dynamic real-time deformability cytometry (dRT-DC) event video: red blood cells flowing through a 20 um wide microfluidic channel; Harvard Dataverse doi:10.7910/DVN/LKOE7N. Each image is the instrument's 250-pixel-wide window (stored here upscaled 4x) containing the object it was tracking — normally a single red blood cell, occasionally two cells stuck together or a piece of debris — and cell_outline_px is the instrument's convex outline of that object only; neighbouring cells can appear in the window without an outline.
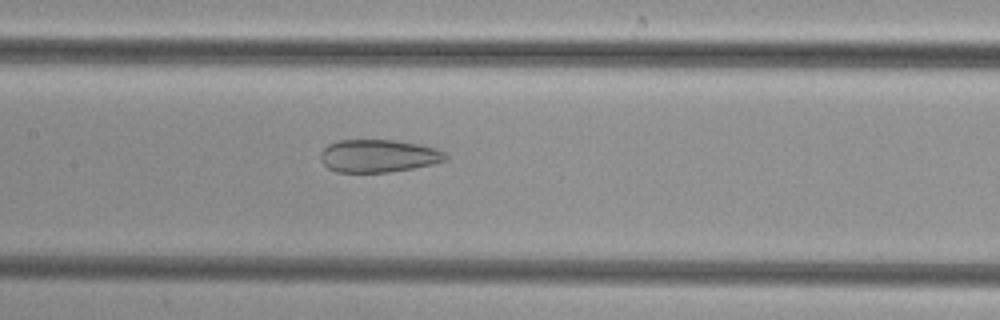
{"species": "common noctule bat (a hibernating species)", "species_latin": "Nyctalus noctula", "temperature_condition": "cold", "stored_images_in_passage": 47, "camera_frame_rate_fps": 3000, "um_per_image_px": 0.085, "animal": {"sex": "female", "body_mass_g": 29.2, "forearm_length_mm": 56.3}, "frame": {"image": 1, "passage_image": 24, "time_ms": 7.667, "image_size_px": [1000, 320], "cell_outline_px": [[448, 156], [444, 160], [432, 164], [412, 168], [388, 172], [336, 172], [328, 168], [320, 160], [320, 152], [328, 144], [340, 140], [396, 140], [420, 144], [436, 148], [444, 152]], "centroid_in_image_um": [32.14, 13.24], "position_along_channel_um": 175.3, "area_um2": 23.87}}
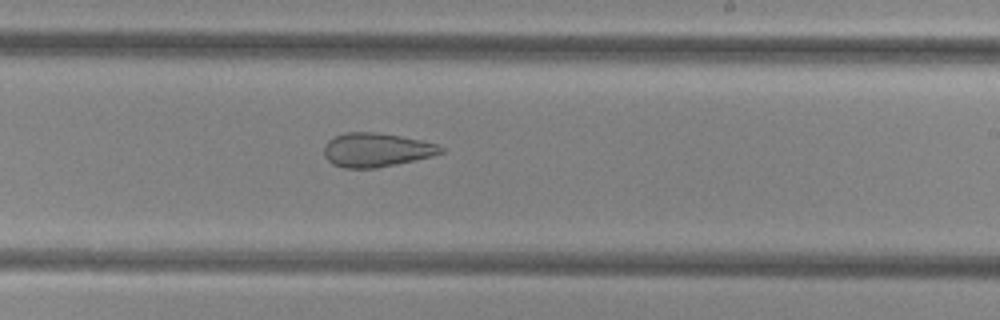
{"frame": {"image": 2, "passage_image": 30, "time_ms": 9.667, "image_size_px": [1000, 320], "cell_outline_px": [[444, 152], [432, 156], [396, 164], [376, 168], [344, 168], [332, 164], [324, 156], [324, 144], [328, 140], [344, 132], [376, 132], [400, 136], [420, 140], [436, 144], [444, 148]], "centroid_in_image_um": [31.96, 12.74], "position_along_channel_um": 257.0, "area_um2": 23.06}}
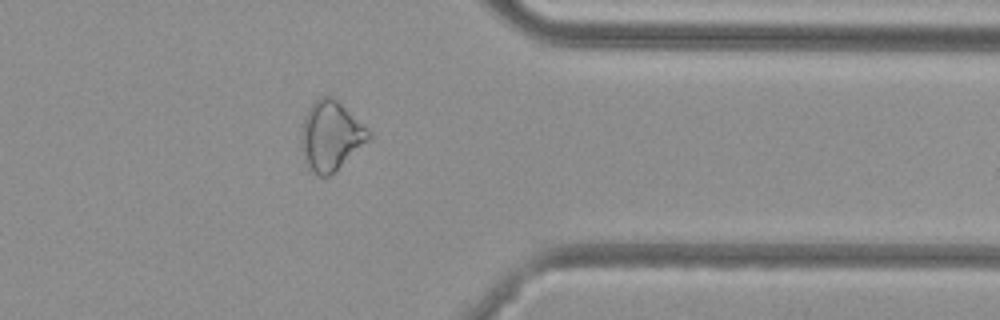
{"frame": {"image": 3, "passage_image": 40, "time_ms": 13.0, "image_size_px": [1000, 320], "cell_outline_px": [[372, 136], [368, 140], [328, 176], [320, 176], [312, 172], [304, 164], [300, 148], [300, 140], [304, 120], [308, 108], [320, 96], [332, 96], [368, 128], [372, 132]], "centroid_in_image_um": [28.08, 11.54], "position_along_channel_um": 383.3, "area_um2": 26.99}}